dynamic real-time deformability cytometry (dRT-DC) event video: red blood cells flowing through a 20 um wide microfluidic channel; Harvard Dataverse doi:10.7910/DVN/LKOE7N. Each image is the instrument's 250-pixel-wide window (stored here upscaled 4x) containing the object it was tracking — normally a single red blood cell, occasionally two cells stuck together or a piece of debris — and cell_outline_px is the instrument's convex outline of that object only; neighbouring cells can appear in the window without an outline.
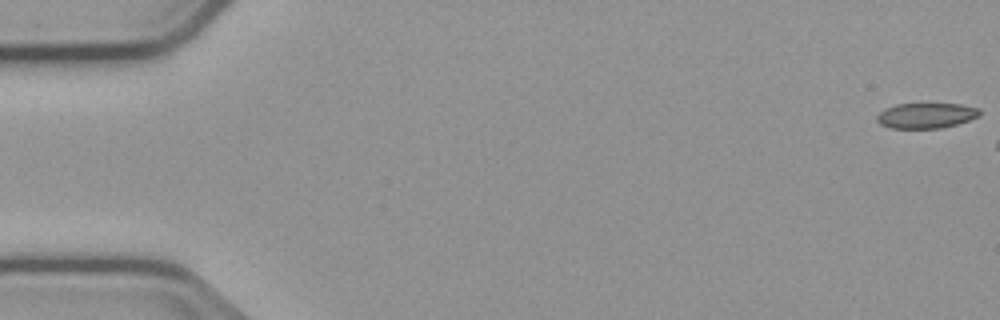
{"species": "common noctule bat (a hibernating species)", "species_latin": "Nyctalus noctula", "temperature_condition": "cold", "stored_images_in_passage": 7, "camera_frame_rate_fps": 3000, "um_per_image_px": 0.085, "animal": {"sex": "male", "body_mass_g": 23.1, "forearm_length_mm": 52.7}, "frame": {"image": 1, "passage_image": 1, "time_ms": 0.0, "image_size_px": [1000, 320], "cell_outline_px": [[980, 116], [956, 124], [940, 128], [892, 128], [880, 124], [876, 120], [876, 116], [884, 108], [896, 104], [960, 104], [980, 108]], "centroid_in_image_um": [78.71, 9.82], "position_along_channel_um": 6.3, "area_um2": 15.14}}